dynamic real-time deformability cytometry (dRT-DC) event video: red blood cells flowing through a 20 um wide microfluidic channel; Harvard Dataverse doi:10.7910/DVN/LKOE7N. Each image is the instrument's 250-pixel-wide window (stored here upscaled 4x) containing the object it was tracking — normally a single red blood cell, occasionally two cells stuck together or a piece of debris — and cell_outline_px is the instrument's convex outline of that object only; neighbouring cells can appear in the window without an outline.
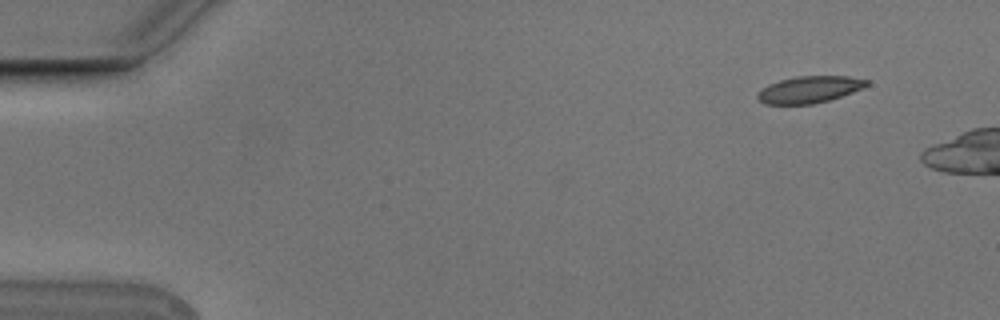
{"species": "Egyptian fruit bat (a non-hibernating species)", "species_latin": "Rousettus aegyptiacus", "temperature_condition": "cold", "stored_images_in_passage": 3, "camera_frame_rate_fps": 3000, "um_per_image_px": 0.085, "animal": {"sex": "male"}, "frame": {"image": 1, "passage_image": 1, "time_ms": 0.0, "image_size_px": [1000, 320], "cell_outline_px": [[868, 84], [852, 92], [828, 100], [812, 104], [764, 104], [756, 96], [768, 84], [780, 80], [796, 76], [848, 76], [868, 80]], "centroid_in_image_um": [68.78, 7.6], "position_along_channel_um": 16.2, "area_um2": 16.7}}